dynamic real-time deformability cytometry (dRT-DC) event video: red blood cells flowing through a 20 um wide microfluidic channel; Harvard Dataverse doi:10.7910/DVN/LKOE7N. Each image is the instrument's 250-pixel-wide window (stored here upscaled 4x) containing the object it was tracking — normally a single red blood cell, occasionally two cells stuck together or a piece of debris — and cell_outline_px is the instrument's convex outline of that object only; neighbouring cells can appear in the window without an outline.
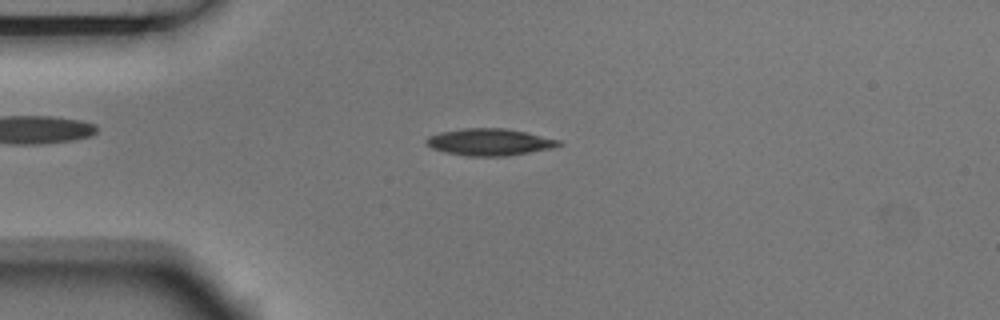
{"species": "Egyptian fruit bat (a non-hibernating species)", "species_latin": "Rousettus aegyptiacus", "temperature_condition": "room temperature", "stored_images_in_passage": 6, "camera_frame_rate_fps": 3000, "um_per_image_px": 0.085, "animal": {"sex": "male"}, "frame": {"image": 1, "passage_image": 3, "time_ms": 0.667, "image_size_px": [1000, 320], "cell_outline_px": [[564, 144], [556, 148], [508, 156], [468, 156], [444, 152], [432, 148], [424, 144], [424, 140], [428, 136], [440, 132], [460, 128], [504, 128], [524, 132], [560, 140]], "centroid_in_image_um": [41.61, 12.08], "position_along_channel_um": 43.4, "area_um2": 21.04}}
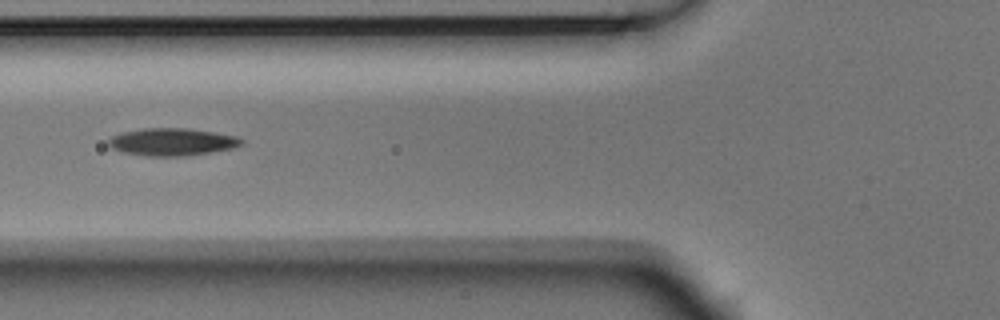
{"frame": {"image": 2, "passage_image": 5, "time_ms": 1.333, "image_size_px": [1000, 320], "cell_outline_px": [[244, 144], [232, 148], [184, 156], [148, 156], [124, 152], [112, 148], [108, 144], [108, 140], [112, 136], [120, 132], [144, 128], [188, 128], [236, 136], [244, 140]], "centroid_in_image_um": [14.61, 12.05], "position_along_channel_um": 111.2, "area_um2": 21.15}}
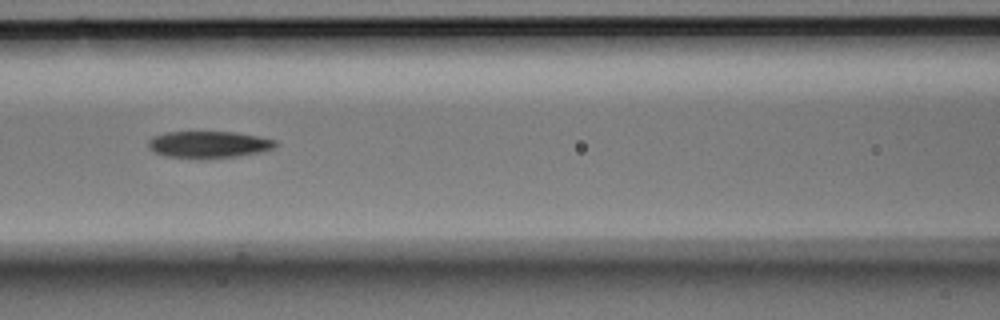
{"frame": {"image": 3, "passage_image": 6, "time_ms": 1.667, "image_size_px": [1000, 320], "cell_outline_px": [[280, 144], [276, 148], [260, 152], [240, 156], [196, 160], [164, 156], [148, 148], [148, 140], [152, 136], [164, 132], [236, 132], [276, 140]], "centroid_in_image_um": [17.74, 12.3], "position_along_channel_um": 148.9, "area_um2": 20.46}}